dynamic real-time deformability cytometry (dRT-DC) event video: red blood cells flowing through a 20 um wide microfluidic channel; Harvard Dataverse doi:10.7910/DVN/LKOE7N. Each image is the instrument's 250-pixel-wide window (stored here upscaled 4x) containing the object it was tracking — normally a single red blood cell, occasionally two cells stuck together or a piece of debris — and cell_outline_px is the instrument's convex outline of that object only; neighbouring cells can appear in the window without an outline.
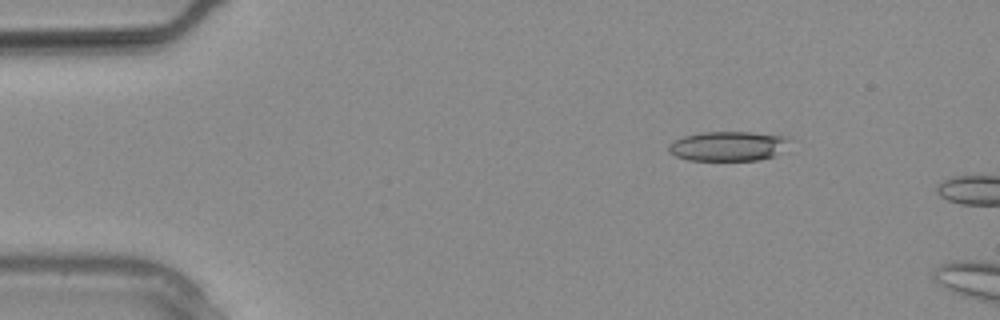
{"species": "common noctule bat (a hibernating species)", "species_latin": "Nyctalus noctula", "temperature_condition": "warm", "stored_images_in_passage": 3, "camera_frame_rate_fps": 3000, "um_per_image_px": 0.085, "animal": {"sex": "male", "body_mass_g": 20.4}, "frame": {"image": 1, "passage_image": 1, "time_ms": 0.0, "image_size_px": [1000, 320], "cell_outline_px": [[792, 140], [772, 156], [756, 160], [688, 160], [676, 156], [668, 152], [668, 144], [684, 136], [704, 132], [752, 132], [788, 136]], "centroid_in_image_um": [61.86, 12.41], "position_along_channel_um": 23.1, "area_um2": 20.69}}